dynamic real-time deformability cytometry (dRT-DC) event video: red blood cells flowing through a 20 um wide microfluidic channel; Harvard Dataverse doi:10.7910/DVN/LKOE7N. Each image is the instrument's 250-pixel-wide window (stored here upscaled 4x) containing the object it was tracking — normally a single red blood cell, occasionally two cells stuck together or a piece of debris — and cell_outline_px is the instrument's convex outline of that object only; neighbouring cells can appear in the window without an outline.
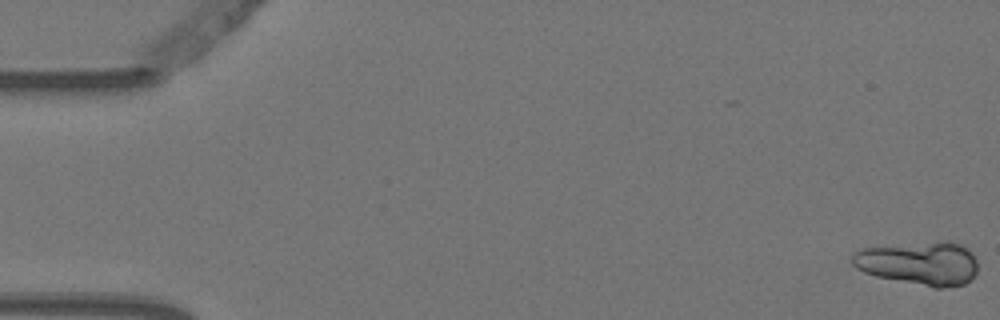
{"species": "Egyptian fruit bat (a non-hibernating species)", "species_latin": "Rousettus aegyptiacus", "temperature_condition": "warm", "stored_images_in_passage": 6, "camera_frame_rate_fps": 3000, "um_per_image_px": 0.085, "animal": {"sex": "female"}, "frame": {"image": 1, "passage_image": 1, "time_ms": 0.0, "image_size_px": [1000, 320], "cell_outline_px": [[976, 272], [964, 284], [940, 288], [936, 288], [876, 276], [864, 272], [856, 268], [852, 264], [852, 252], [860, 248], [940, 240], [948, 240], [960, 244], [968, 248], [972, 252], [976, 260]], "centroid_in_image_um": [78.11, 22.34], "position_along_channel_um": 6.9, "area_um2": 32.14}}